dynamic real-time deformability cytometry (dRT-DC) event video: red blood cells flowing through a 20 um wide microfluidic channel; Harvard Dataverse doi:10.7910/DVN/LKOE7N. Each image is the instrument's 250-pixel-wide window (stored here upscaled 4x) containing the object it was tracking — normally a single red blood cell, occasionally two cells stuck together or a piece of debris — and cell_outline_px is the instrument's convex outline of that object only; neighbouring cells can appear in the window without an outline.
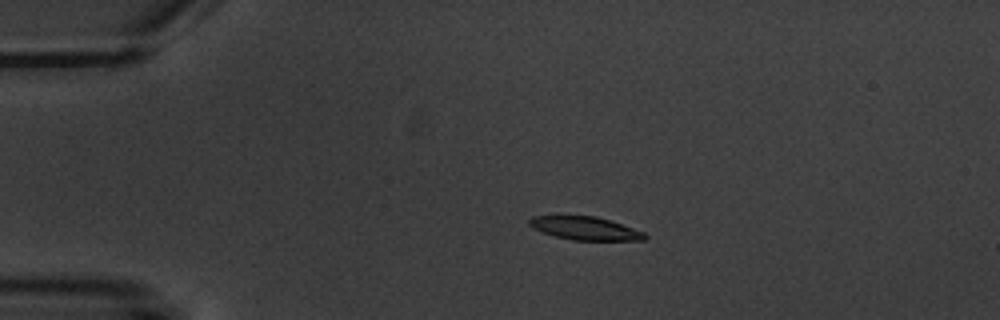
{"species": "common noctule bat (a hibernating species)", "species_latin": "Nyctalus noctula", "temperature_condition": "warm", "stored_images_in_passage": 8, "camera_frame_rate_fps": 3000, "um_per_image_px": 0.085, "animal": {"sex": "male", "body_mass_g": 20.1, "forearm_length_mm": 53.5}, "frame": {"image": 1, "passage_image": 4, "time_ms": 3.667, "image_size_px": [1000, 320], "cell_outline_px": [[648, 236], [644, 240], [572, 240], [556, 236], [532, 228], [528, 224], [528, 220], [532, 216], [556, 212], [596, 216], [644, 232]], "centroid_in_image_um": [49.6, 19.34], "position_along_channel_um": 35.4, "area_um2": 16.3}}
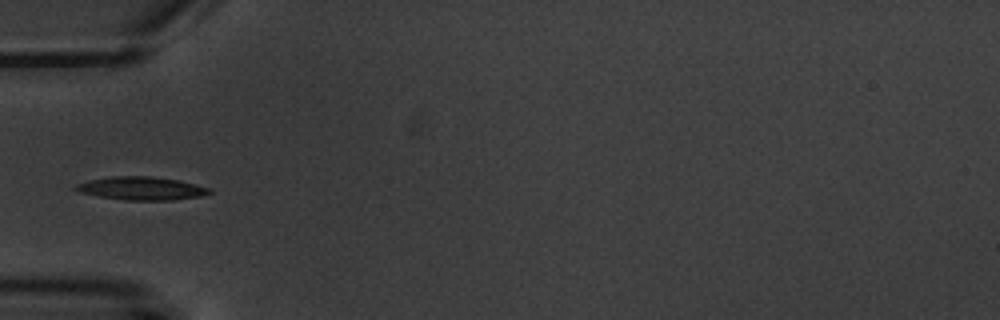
{"frame": {"image": 2, "passage_image": 6, "time_ms": 6.0, "image_size_px": [1000, 320], "cell_outline_px": [[212, 192], [200, 196], [172, 200], [128, 200], [100, 196], [80, 192], [72, 188], [76, 184], [92, 180], [112, 176], [152, 176], [180, 180], [208, 188]], "centroid_in_image_um": [12.02, 16.0], "position_along_channel_um": 73.0, "area_um2": 17.8}}